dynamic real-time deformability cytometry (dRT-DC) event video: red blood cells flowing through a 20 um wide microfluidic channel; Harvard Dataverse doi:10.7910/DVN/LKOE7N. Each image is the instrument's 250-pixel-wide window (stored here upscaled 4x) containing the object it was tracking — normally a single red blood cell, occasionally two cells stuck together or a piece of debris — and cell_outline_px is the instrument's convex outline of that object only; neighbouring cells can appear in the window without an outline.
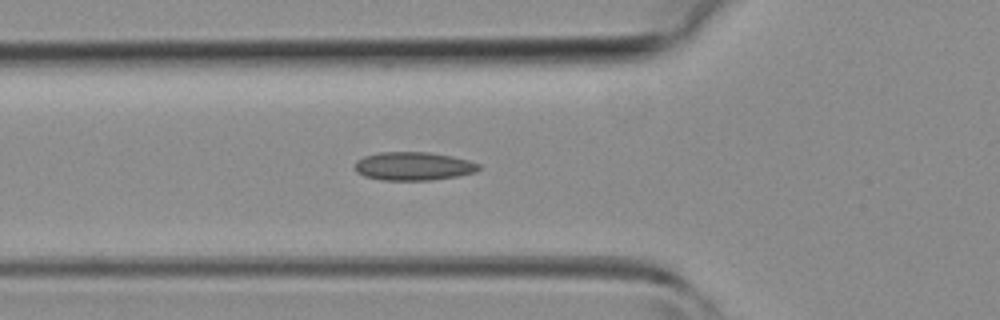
{"species": "common noctule bat (a hibernating species)", "species_latin": "Nyctalus noctula", "temperature_condition": "room temperature", "stored_images_in_passage": 29, "camera_frame_rate_fps": 3000, "um_per_image_px": 0.085, "animal": {"sex": "female", "body_mass_g": 19.3, "forearm_length_mm": 54.1}, "frame": {"image": 1, "passage_image": 2, "time_ms": 0.333, "image_size_px": [1000, 320], "cell_outline_px": [[480, 168], [476, 172], [456, 176], [432, 180], [384, 180], [364, 176], [356, 172], [356, 160], [364, 156], [380, 152], [428, 152], [452, 156], [468, 160], [480, 164]], "centroid_in_image_um": [35.15, 14.12], "position_along_channel_um": 90.7, "area_um2": 20.46}}
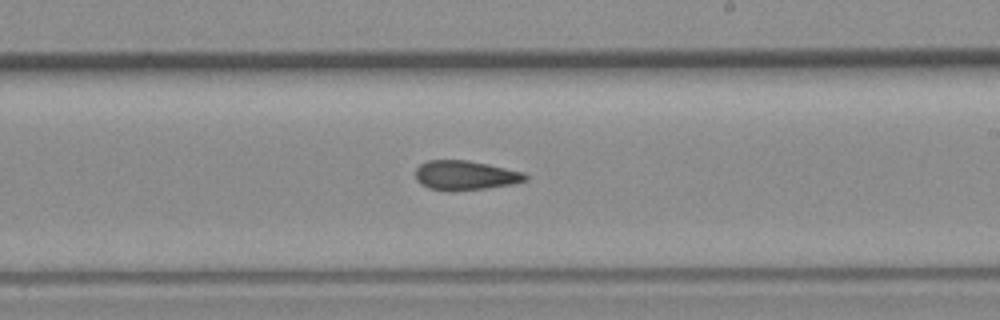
{"frame": {"image": 2, "passage_image": 12, "time_ms": 3.667, "image_size_px": [1000, 320], "cell_outline_px": [[528, 180], [512, 184], [484, 188], [452, 192], [448, 192], [428, 188], [420, 184], [416, 180], [416, 168], [420, 164], [428, 160], [468, 160], [488, 164], [524, 172], [528, 176]], "centroid_in_image_um": [39.53, 14.91], "position_along_channel_um": 249.5, "area_um2": 19.07}}
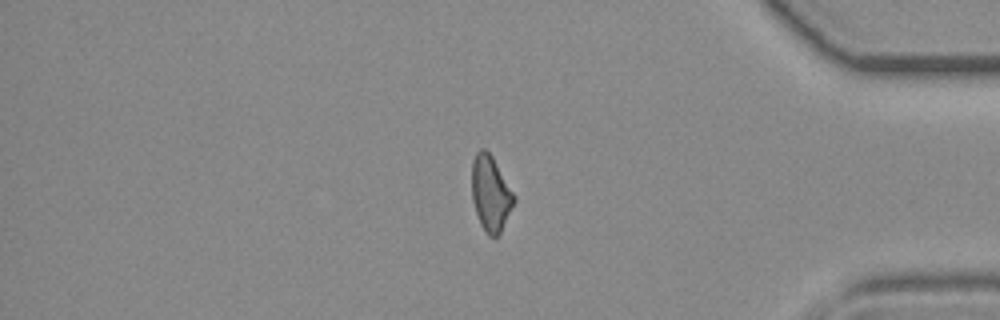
{"frame": {"image": 3, "passage_image": 23, "time_ms": 7.333, "image_size_px": [1000, 320], "cell_outline_px": [[516, 200], [500, 232], [496, 236], [488, 236], [484, 232], [480, 224], [472, 200], [472, 160], [476, 152], [480, 148], [484, 148], [492, 156], [516, 196]], "centroid_in_image_um": [41.7, 16.43], "position_along_channel_um": 393.5, "area_um2": 18.55}}